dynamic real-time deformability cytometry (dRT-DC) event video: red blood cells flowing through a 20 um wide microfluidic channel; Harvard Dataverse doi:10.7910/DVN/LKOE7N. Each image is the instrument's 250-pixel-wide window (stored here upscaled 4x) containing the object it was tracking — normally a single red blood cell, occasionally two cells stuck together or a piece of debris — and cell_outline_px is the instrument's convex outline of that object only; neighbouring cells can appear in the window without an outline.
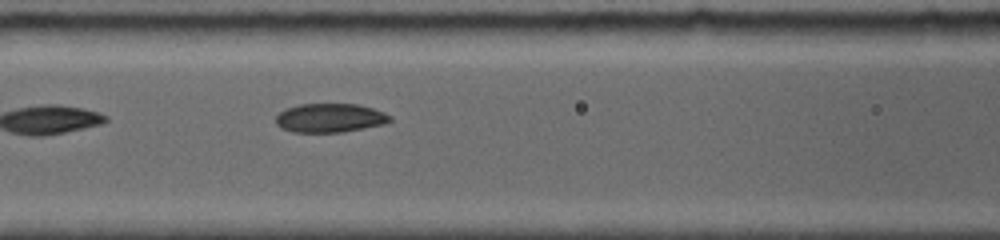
{"species": "common noctule bat (a hibernating species)", "species_latin": "Nyctalus noctula", "temperature_condition": "room temperature", "stored_images_in_passage": 15, "camera_frame_rate_fps": 5000, "um_per_image_px": 0.085, "animal": {"sex": "female", "body_mass_g": 19.0, "forearm_length_mm": 56.7}, "frame": {"image": 1, "passage_image": 5, "time_ms": 2.6, "image_size_px": [1000, 240], "cell_outline_px": [[392, 120], [384, 124], [344, 132], [292, 132], [280, 128], [276, 124], [276, 116], [284, 108], [300, 104], [356, 104], [372, 108], [384, 112], [392, 116]], "centroid_in_image_um": [28.03, 10.02], "position_along_channel_um": 138.6, "area_um2": 19.36}}
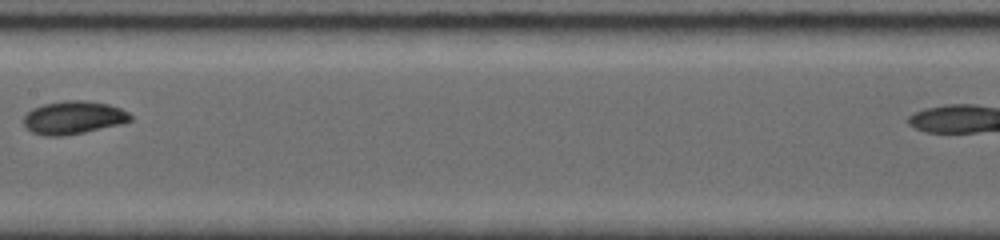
{"frame": {"image": 2, "passage_image": 7, "time_ms": 4.2, "image_size_px": [1000, 240], "cell_outline_px": [[132, 120], [120, 124], [84, 132], [60, 136], [44, 136], [32, 132], [24, 124], [24, 116], [32, 108], [44, 104], [68, 100], [84, 100], [108, 104], [120, 108], [128, 112], [132, 116]], "centroid_in_image_um": [6.24, 9.99], "position_along_channel_um": 201.2, "area_um2": 20.4}}
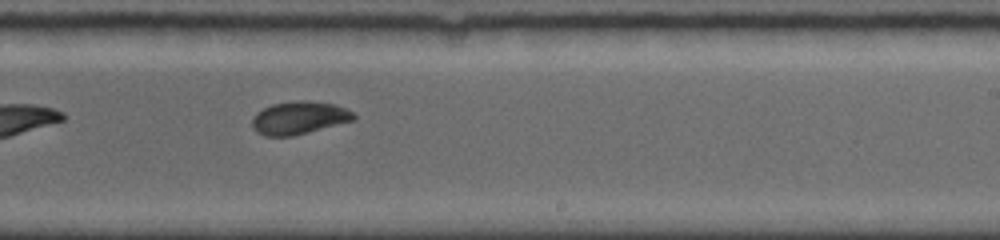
{"frame": {"image": 3, "passage_image": 9, "time_ms": 5.8, "image_size_px": [1000, 240], "cell_outline_px": [[356, 116], [352, 120], [292, 136], [264, 136], [256, 132], [252, 128], [252, 116], [256, 112], [272, 104], [300, 100], [304, 100], [336, 104], [352, 112]], "centroid_in_image_um": [25.35, 10.01], "position_along_channel_um": 263.6, "area_um2": 19.25}}